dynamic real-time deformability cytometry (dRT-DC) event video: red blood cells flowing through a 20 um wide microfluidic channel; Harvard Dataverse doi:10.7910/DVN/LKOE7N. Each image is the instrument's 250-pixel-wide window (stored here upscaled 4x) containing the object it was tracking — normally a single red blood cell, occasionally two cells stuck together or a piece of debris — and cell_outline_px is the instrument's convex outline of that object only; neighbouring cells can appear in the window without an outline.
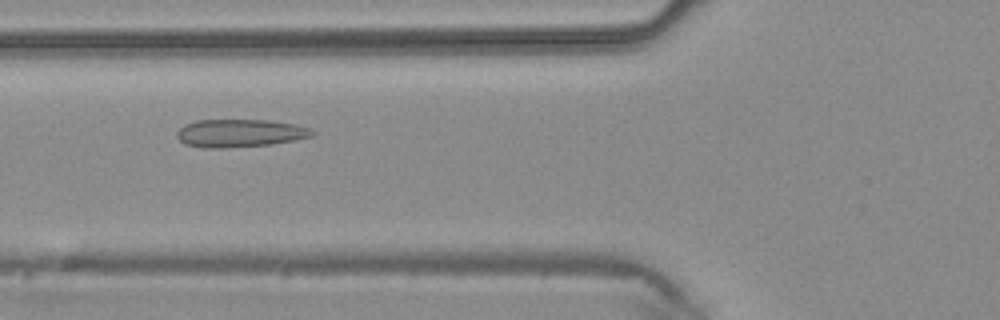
{"species": "common noctule bat (a hibernating species)", "species_latin": "Nyctalus noctula", "temperature_condition": "warm", "stored_images_in_passage": 31, "camera_frame_rate_fps": 3000, "um_per_image_px": 0.085, "animal": {"sex": "male", "body_mass_g": 20.4}, "frame": {"image": 1, "passage_image": 9, "time_ms": 2.667, "image_size_px": [1000, 320], "cell_outline_px": [[316, 132], [312, 136], [272, 144], [224, 148], [204, 148], [184, 144], [176, 136], [176, 132], [184, 124], [196, 120], [268, 120], [296, 124], [308, 128]], "centroid_in_image_um": [20.35, 11.31], "position_along_channel_um": 105.4, "area_um2": 22.02}}
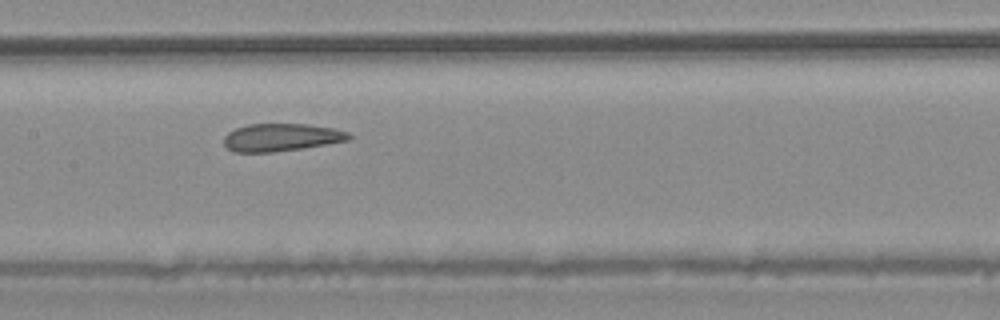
{"frame": {"image": 2, "passage_image": 14, "time_ms": 4.333, "image_size_px": [1000, 320], "cell_outline_px": [[352, 136], [348, 140], [300, 148], [272, 152], [232, 152], [224, 144], [224, 136], [228, 132], [236, 128], [248, 124], [308, 124], [332, 128], [348, 132]], "centroid_in_image_um": [23.87, 11.67], "position_along_channel_um": 183.5, "area_um2": 19.94}}
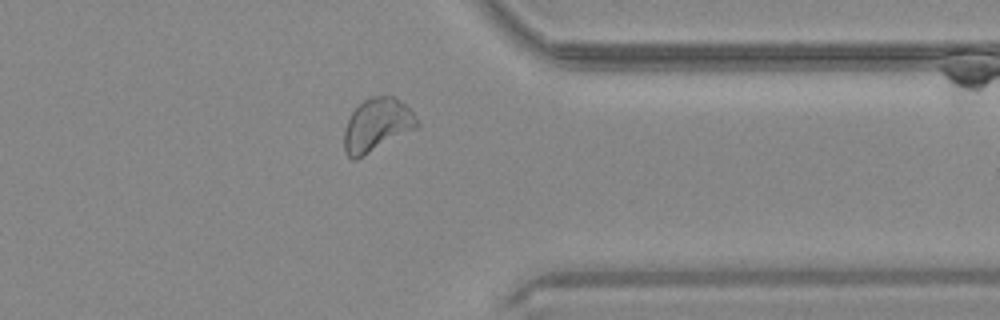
{"frame": {"image": 3, "passage_image": 27, "time_ms": 8.667, "image_size_px": [1000, 320], "cell_outline_px": [[420, 124], [416, 128], [356, 160], [352, 160], [344, 152], [344, 128], [352, 112], [364, 100], [372, 96], [392, 96], [400, 100], [416, 116]], "centroid_in_image_um": [32.02, 10.64], "position_along_channel_um": 379.4, "area_um2": 22.43}}